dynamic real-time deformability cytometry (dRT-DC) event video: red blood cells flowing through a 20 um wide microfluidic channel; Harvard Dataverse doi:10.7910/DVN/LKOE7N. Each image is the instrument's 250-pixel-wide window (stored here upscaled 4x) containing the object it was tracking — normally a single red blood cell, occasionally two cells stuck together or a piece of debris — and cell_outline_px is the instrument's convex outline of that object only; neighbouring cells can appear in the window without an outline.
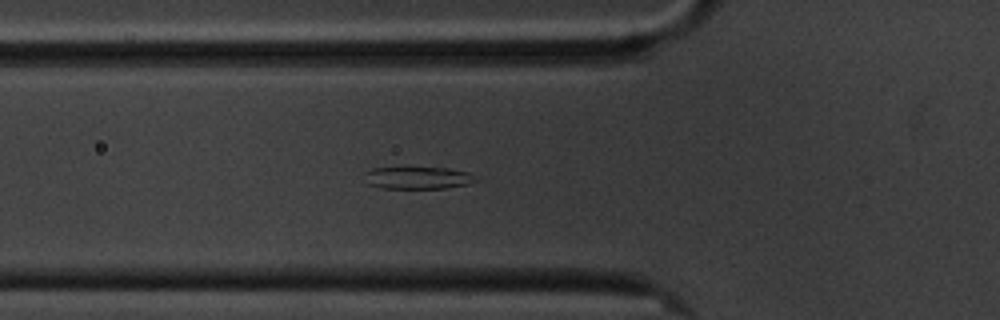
{"species": "common noctule bat (a hibernating species)", "species_latin": "Nyctalus noctula", "temperature_condition": "cold", "stored_images_in_passage": 41, "camera_frame_rate_fps": 3000, "um_per_image_px": 0.085, "animal": {"sex": "male", "body_mass_g": 20.1, "forearm_length_mm": 53.5}, "frame": {"image": 1, "passage_image": 11, "time_ms": 3.333, "image_size_px": [1000, 320], "cell_outline_px": [[480, 180], [468, 184], [444, 188], [380, 188], [368, 184], [364, 172], [372, 168], [448, 168], [468, 172]], "centroid_in_image_um": [35.53, 15.12], "position_along_channel_um": 90.3, "area_um2": 14.33}}
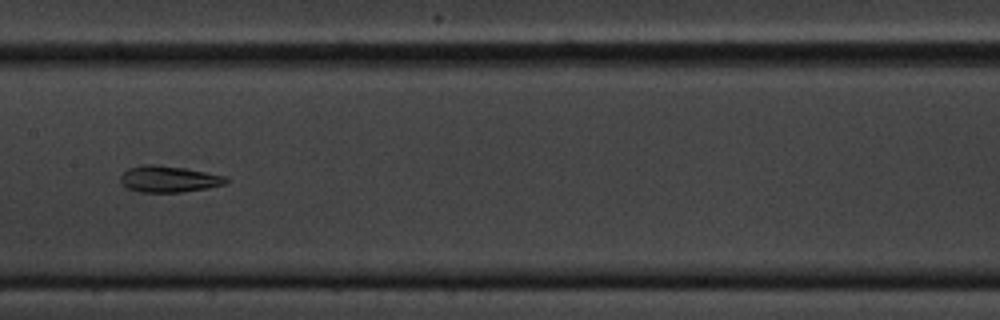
{"frame": {"image": 2, "passage_image": 20, "time_ms": 6.333, "image_size_px": [1000, 320], "cell_outline_px": [[228, 180], [224, 184], [208, 188], [180, 192], [140, 192], [128, 188], [120, 180], [120, 176], [128, 168], [140, 164], [156, 164], [184, 168], [224, 176]], "centroid_in_image_um": [14.3, 15.21], "position_along_channel_um": 193.1, "area_um2": 16.07}}
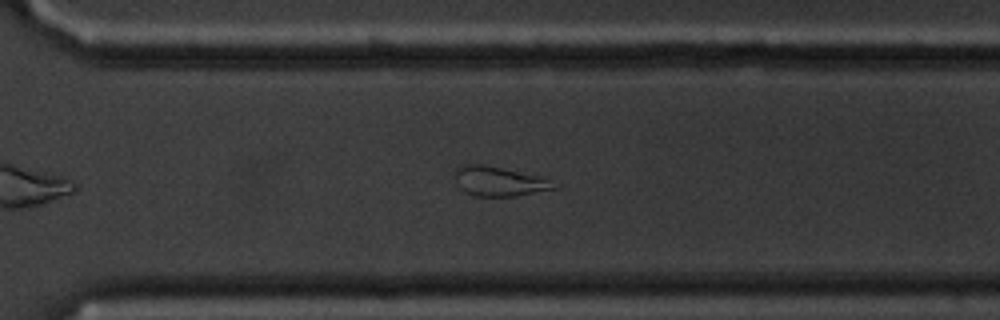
{"frame": {"image": 3, "passage_image": 32, "time_ms": 10.333, "image_size_px": [1000, 320], "cell_outline_px": [[560, 184], [556, 188], [516, 196], [476, 196], [464, 192], [456, 184], [456, 168], [460, 164], [480, 164], [540, 176]], "centroid_in_image_um": [42.42, 15.42], "position_along_channel_um": 328.2, "area_um2": 16.99}, "authors_computed_cell_mechanics": {"area_um2": 16.5308, "velocity_mm_per_s": 3.3958, "shape_relaxation_time_tau1_ms": 5.5126, "shape_relaxation_time_tau2_ms": 3.1234, "deformation_change_tau1": 0.1668, "deformation_change_tau2": 0.1183}}